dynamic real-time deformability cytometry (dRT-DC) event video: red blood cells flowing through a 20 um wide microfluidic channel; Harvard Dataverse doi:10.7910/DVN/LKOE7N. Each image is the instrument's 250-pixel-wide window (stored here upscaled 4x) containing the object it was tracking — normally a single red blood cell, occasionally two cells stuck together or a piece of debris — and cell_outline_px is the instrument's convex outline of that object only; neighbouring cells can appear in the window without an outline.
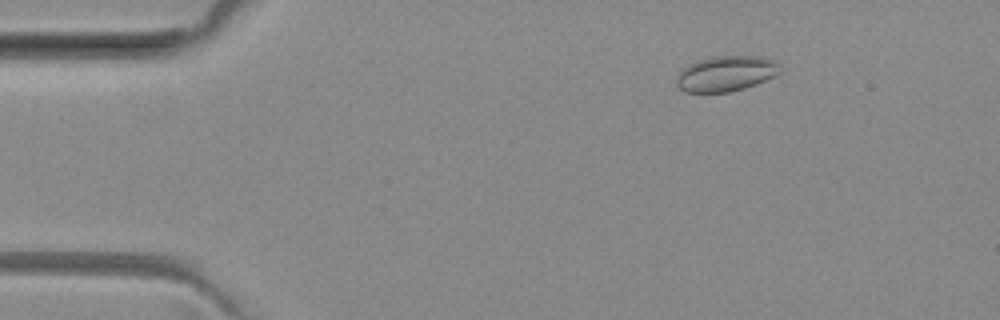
{"species": "common noctule bat (a hibernating species)", "species_latin": "Nyctalus noctula", "temperature_condition": "room temperature", "stored_images_in_passage": 52, "camera_frame_rate_fps": 3000, "um_per_image_px": 0.085, "animal": {"sex": "female", "body_mass_g": 29.2, "forearm_length_mm": 56.3}, "frame": {"image": 1, "passage_image": 8, "time_ms": 2.333, "image_size_px": [1000, 320], "cell_outline_px": [[780, 72], [756, 84], [744, 88], [728, 92], [684, 92], [676, 84], [676, 76], [688, 64], [712, 56], [756, 56], [776, 60], [780, 64]], "centroid_in_image_um": [61.7, 6.25], "position_along_channel_um": 23.3, "area_um2": 21.27}}
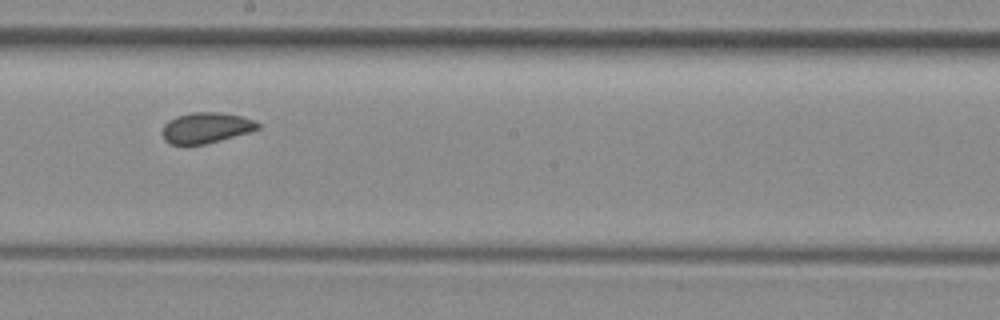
{"frame": {"image": 2, "passage_image": 29, "time_ms": 9.333, "image_size_px": [1000, 320], "cell_outline_px": [[260, 128], [248, 132], [220, 140], [204, 144], [172, 144], [164, 140], [160, 132], [164, 124], [168, 120], [176, 116], [192, 112], [220, 112], [240, 116], [256, 120], [260, 124]], "centroid_in_image_um": [17.48, 10.85], "position_along_channel_um": 230.7, "area_um2": 17.11}}
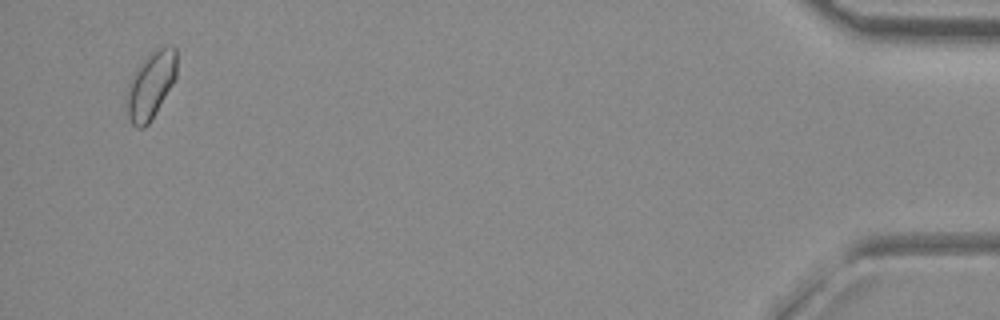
{"frame": {"image": 3, "passage_image": 50, "time_ms": 16.333, "image_size_px": [1000, 320], "cell_outline_px": [[176, 80], [156, 112], [148, 124], [144, 128], [136, 128], [132, 124], [128, 116], [124, 104], [128, 84], [136, 68], [152, 52], [164, 44], [168, 44], [176, 48]], "centroid_in_image_um": [12.8, 7.25], "position_along_channel_um": 422.4, "area_um2": 19.88}, "authors_computed_cell_mechanics": {"area_um2": 17.8024, "velocity_mm_per_s": 4.0169, "shape_relaxation_time_tau1_ms": null, "shape_relaxation_time_tau2_ms": 2.2884, "deformation_change_tau1": null, "deformation_change_tau2": 0.0465}}